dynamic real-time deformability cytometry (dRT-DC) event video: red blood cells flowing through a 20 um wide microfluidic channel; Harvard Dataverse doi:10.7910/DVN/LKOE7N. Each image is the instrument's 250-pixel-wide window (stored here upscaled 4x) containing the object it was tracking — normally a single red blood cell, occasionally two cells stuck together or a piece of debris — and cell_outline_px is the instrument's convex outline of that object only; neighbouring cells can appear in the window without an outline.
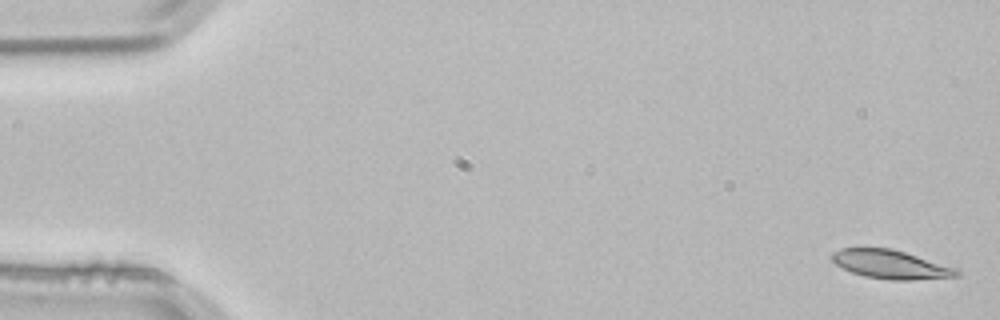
{"species": "common noctule bat (a hibernating species)", "species_latin": "Nyctalus noctula", "temperature_condition": "room temperature", "stored_images_in_passage": 4, "camera_frame_rate_fps": 3000, "um_per_image_px": 0.085, "animal": {"sex": "male", "body_mass_g": 21.5, "forearm_length_mm": 52.0}, "frame": {"image": 1, "passage_image": 1, "time_ms": 0.0, "image_size_px": [1000, 320], "cell_outline_px": [[960, 276], [912, 280], [892, 280], [864, 276], [852, 272], [836, 264], [832, 260], [832, 252], [840, 248], [888, 248], [904, 252], [956, 268], [960, 272]], "centroid_in_image_um": [75.7, 22.48], "position_along_channel_um": 9.3, "area_um2": 20.58}}
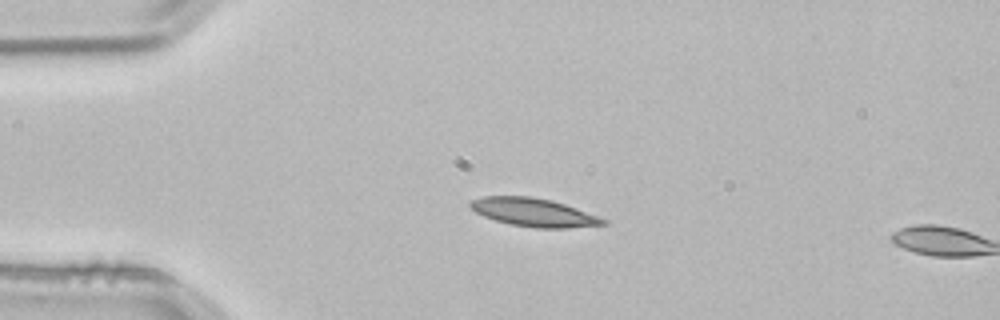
{"frame": {"image": 2, "passage_image": 3, "time_ms": 0.667, "image_size_px": [1000, 320], "cell_outline_px": [[608, 224], [568, 228], [536, 228], [512, 224], [496, 220], [484, 216], [476, 212], [468, 204], [472, 200], [480, 196], [528, 196], [552, 200], [564, 204], [608, 220]], "centroid_in_image_um": [45.36, 18.05], "position_along_channel_um": 39.6, "area_um2": 21.68}}